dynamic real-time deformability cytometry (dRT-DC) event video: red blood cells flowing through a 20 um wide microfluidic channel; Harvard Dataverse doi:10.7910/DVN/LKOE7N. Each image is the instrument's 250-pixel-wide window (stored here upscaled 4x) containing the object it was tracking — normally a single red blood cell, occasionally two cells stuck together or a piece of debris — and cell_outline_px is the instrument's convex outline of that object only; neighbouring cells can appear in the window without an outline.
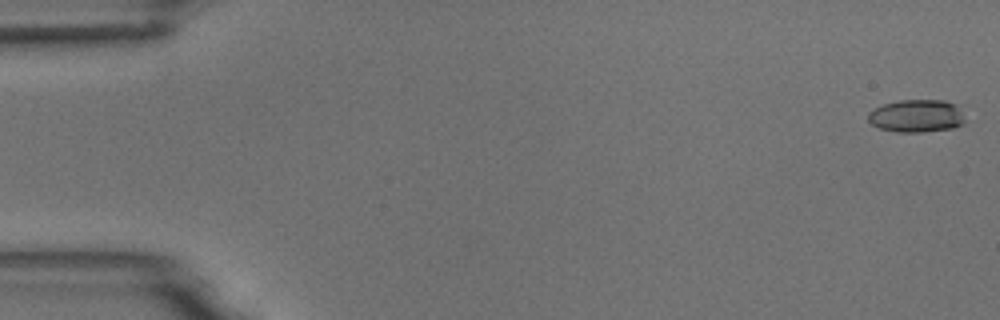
{"species": "common noctule bat (a hibernating species)", "species_latin": "Nyctalus noctula", "temperature_condition": "room temperature", "stored_images_in_passage": 6, "camera_frame_rate_fps": 3000, "um_per_image_px": 0.085, "animal": {"sex": "male", "body_mass_g": 18.8}, "frame": {"image": 1, "passage_image": 1, "time_ms": 0.0, "image_size_px": [1000, 320], "cell_outline_px": [[964, 124], [952, 128], [924, 132], [896, 132], [880, 128], [872, 124], [868, 120], [868, 112], [884, 104], [900, 100], [944, 100], [956, 104], [964, 120]], "centroid_in_image_um": [77.9, 9.86], "position_along_channel_um": 7.1, "area_um2": 18.38}}
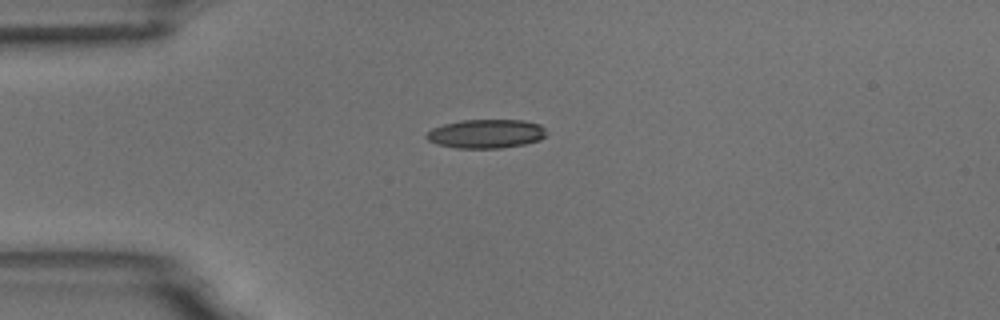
{"frame": {"image": 2, "passage_image": 4, "time_ms": 4.333, "image_size_px": [1000, 320], "cell_outline_px": [[544, 136], [540, 140], [524, 144], [500, 148], [456, 148], [436, 144], [428, 140], [424, 136], [432, 128], [444, 124], [460, 120], [524, 120], [540, 124], [544, 128]], "centroid_in_image_um": [41.29, 11.37], "position_along_channel_um": 43.7, "area_um2": 20.17}}